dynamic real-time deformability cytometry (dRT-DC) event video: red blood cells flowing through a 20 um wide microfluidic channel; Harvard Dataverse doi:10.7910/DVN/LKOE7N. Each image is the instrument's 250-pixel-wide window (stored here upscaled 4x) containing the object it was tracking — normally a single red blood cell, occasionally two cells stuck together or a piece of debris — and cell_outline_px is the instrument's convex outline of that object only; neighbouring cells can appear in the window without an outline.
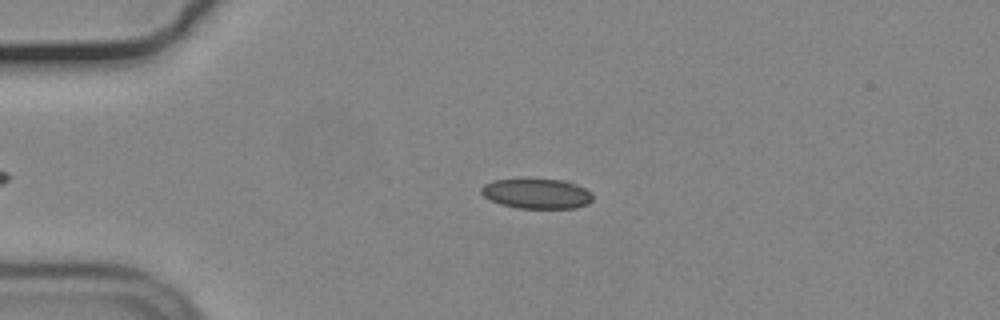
{"species": "common noctule bat (a hibernating species)", "species_latin": "Nyctalus noctula", "temperature_condition": "cold", "stored_images_in_passage": 44, "camera_frame_rate_fps": 3000, "um_per_image_px": 0.085, "animal": {"sex": "male", "body_mass_g": 19.2, "forearm_length_mm": 51.8}, "frame": {"image": 1, "passage_image": 7, "time_ms": 2.0, "image_size_px": [1000, 320], "cell_outline_px": [[592, 200], [588, 204], [576, 208], [516, 208], [500, 204], [484, 196], [480, 192], [480, 188], [484, 184], [492, 180], [524, 176], [564, 180], [576, 184], [592, 192]], "centroid_in_image_um": [45.59, 16.41], "position_along_channel_um": 39.4, "area_um2": 20.4}}
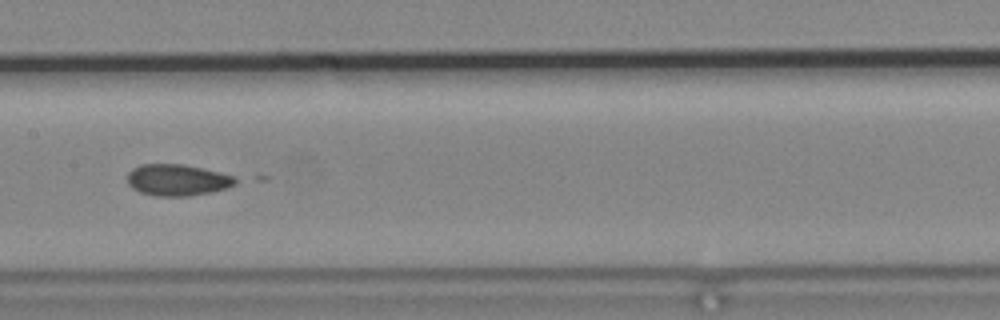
{"frame": {"image": 2, "passage_image": 22, "time_ms": 7.0, "image_size_px": [1000, 320], "cell_outline_px": [[240, 180], [236, 184], [228, 188], [188, 196], [156, 196], [140, 192], [132, 188], [128, 184], [128, 172], [132, 168], [140, 164], [184, 164], [232, 176]], "centroid_in_image_um": [15.05, 15.3], "position_along_channel_um": 192.4, "area_um2": 19.71}}
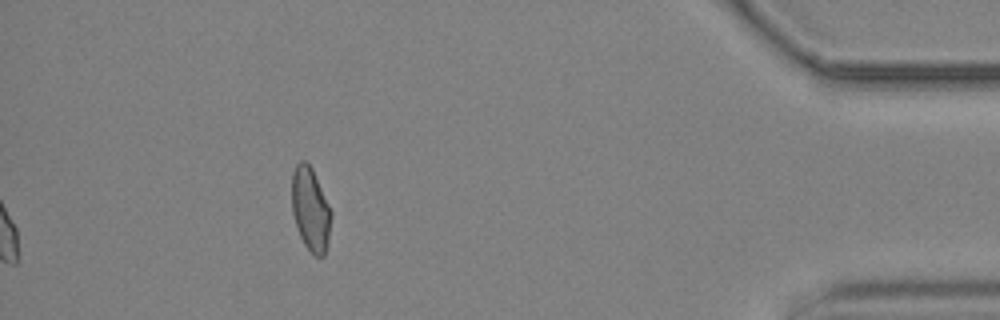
{"frame": {"image": 3, "passage_image": 44, "time_ms": 14.333, "image_size_px": [1000, 320], "cell_outline_px": [[332, 216], [324, 256], [312, 256], [304, 244], [300, 236], [292, 212], [292, 172], [296, 164], [300, 160], [304, 160], [312, 168], [332, 212]], "centroid_in_image_um": [26.38, 17.78], "position_along_channel_um": 408.8, "area_um2": 19.07}}